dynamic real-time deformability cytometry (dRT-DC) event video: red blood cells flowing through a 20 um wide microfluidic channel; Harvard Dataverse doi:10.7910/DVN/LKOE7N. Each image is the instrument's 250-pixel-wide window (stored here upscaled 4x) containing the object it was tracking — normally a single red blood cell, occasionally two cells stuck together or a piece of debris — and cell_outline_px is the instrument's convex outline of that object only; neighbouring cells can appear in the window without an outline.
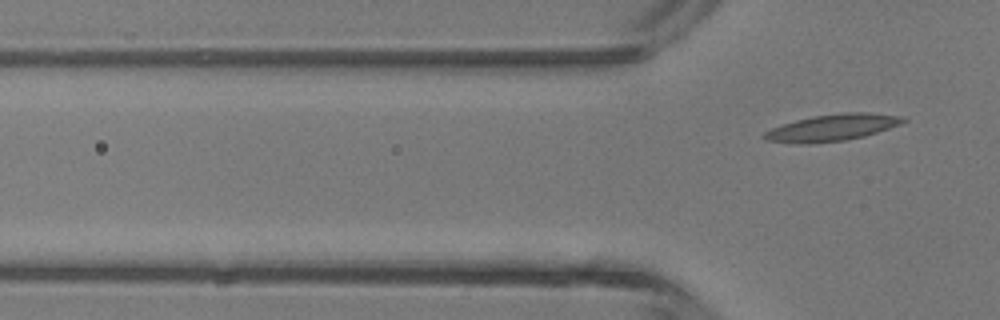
{"species": "common noctule bat (a hibernating species)", "species_latin": "Nyctalus noctula", "temperature_condition": "room temperature", "stored_images_in_passage": 5, "camera_frame_rate_fps": 3000, "um_per_image_px": 0.085, "animal": {"sex": "male", "body_mass_g": 13.3}, "frame": {"image": 1, "passage_image": 5, "time_ms": 5.667, "image_size_px": [1000, 320], "cell_outline_px": [[908, 120], [900, 124], [864, 136], [844, 140], [808, 144], [800, 144], [768, 140], [760, 136], [764, 132], [772, 128], [796, 120], [812, 116], [844, 112], [868, 112], [904, 116]], "centroid_in_image_um": [70.75, 10.84], "position_along_channel_um": 55.0, "area_um2": 21.5}}